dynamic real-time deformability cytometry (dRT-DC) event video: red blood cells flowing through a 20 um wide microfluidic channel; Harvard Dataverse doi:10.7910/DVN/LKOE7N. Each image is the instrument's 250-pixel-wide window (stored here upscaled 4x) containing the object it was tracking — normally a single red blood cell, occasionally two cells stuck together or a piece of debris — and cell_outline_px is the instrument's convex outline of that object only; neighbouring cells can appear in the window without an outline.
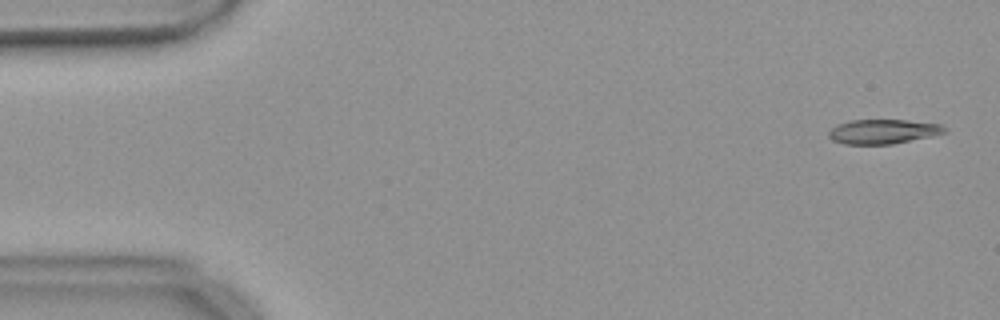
{"species": "common noctule bat (a hibernating species)", "species_latin": "Nyctalus noctula", "temperature_condition": "warm", "stored_images_in_passage": 53, "camera_frame_rate_fps": 3000, "um_per_image_px": 0.085, "animal": {"sex": "female", "body_mass_g": 18.4}, "frame": {"image": 1, "passage_image": 1, "time_ms": 0.0, "image_size_px": [1000, 320], "cell_outline_px": [[948, 132], [932, 136], [892, 144], [844, 144], [832, 140], [828, 136], [828, 132], [836, 124], [852, 120], [908, 120], [940, 124], [948, 128]], "centroid_in_image_um": [75.08, 11.18], "position_along_channel_um": 9.9, "area_um2": 16.65}}
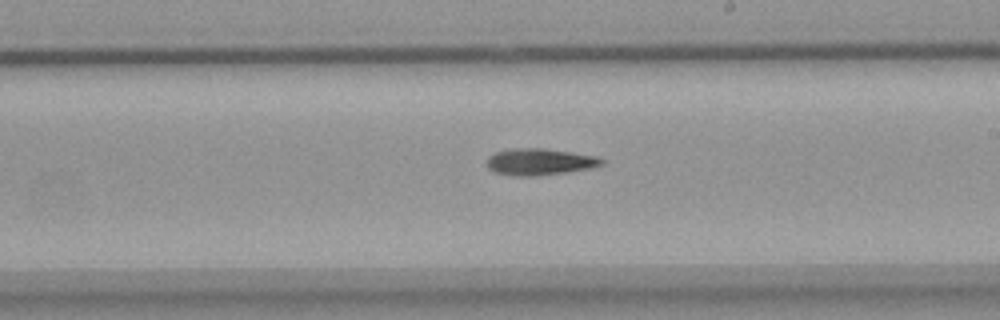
{"frame": {"image": 2, "passage_image": 30, "time_ms": 9.667, "image_size_px": [1000, 320], "cell_outline_px": [[604, 164], [592, 168], [568, 172], [536, 176], [516, 176], [496, 172], [488, 168], [488, 156], [496, 152], [512, 148], [544, 148], [572, 152], [596, 156], [604, 160]], "centroid_in_image_um": [45.91, 13.75], "position_along_channel_um": 243.1, "area_um2": 17.86}}
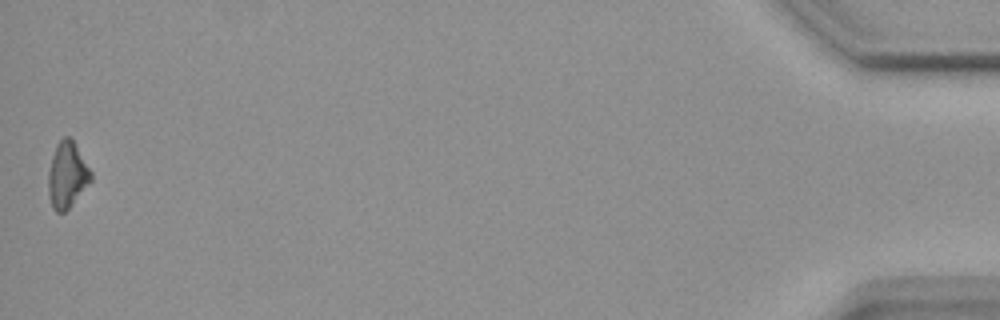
{"frame": {"image": 3, "passage_image": 53, "time_ms": 17.333, "image_size_px": [1000, 320], "cell_outline_px": [[92, 180], [68, 208], [64, 212], [56, 212], [52, 208], [48, 196], [48, 172], [52, 156], [56, 144], [64, 136], [68, 136], [72, 140], [92, 172]], "centroid_in_image_um": [5.68, 14.88], "position_along_channel_um": 429.5, "area_um2": 16.24}, "authors_computed_cell_mechanics": {"area_um2": 17.1088, "velocity_mm_per_s": 3.6962, "shape_relaxation_time_tau1_ms": 7.3549, "shape_relaxation_time_tau2_ms": null, "deformation_change_tau1": 0.1944, "deformation_change_tau2": null}}